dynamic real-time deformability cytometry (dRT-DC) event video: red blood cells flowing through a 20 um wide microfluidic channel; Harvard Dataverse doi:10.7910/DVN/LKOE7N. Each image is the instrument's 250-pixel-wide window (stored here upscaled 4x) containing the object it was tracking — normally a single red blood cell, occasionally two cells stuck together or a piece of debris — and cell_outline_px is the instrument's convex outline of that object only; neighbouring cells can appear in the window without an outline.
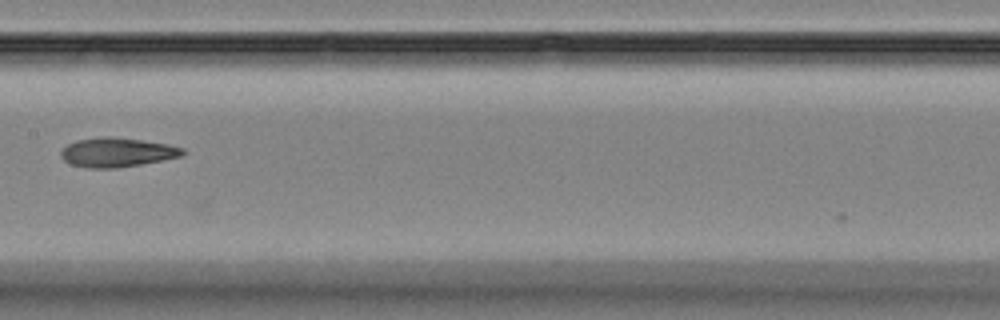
{"species": "Egyptian fruit bat (a non-hibernating species)", "species_latin": "Rousettus aegyptiacus", "temperature_condition": "room temperature", "stored_images_in_passage": 9, "camera_frame_rate_fps": 3000, "um_per_image_px": 0.085, "animal": {"sex": "female"}, "frame": {"image": 1, "passage_image": 9, "time_ms": 9.0, "image_size_px": [1000, 320], "cell_outline_px": [[184, 152], [180, 156], [140, 164], [116, 168], [88, 168], [72, 164], [64, 160], [60, 156], [60, 152], [68, 144], [76, 140], [104, 136], [108, 136], [140, 140], [168, 144], [184, 148]], "centroid_in_image_um": [9.91, 12.94], "position_along_channel_um": 197.5, "area_um2": 20.46}}